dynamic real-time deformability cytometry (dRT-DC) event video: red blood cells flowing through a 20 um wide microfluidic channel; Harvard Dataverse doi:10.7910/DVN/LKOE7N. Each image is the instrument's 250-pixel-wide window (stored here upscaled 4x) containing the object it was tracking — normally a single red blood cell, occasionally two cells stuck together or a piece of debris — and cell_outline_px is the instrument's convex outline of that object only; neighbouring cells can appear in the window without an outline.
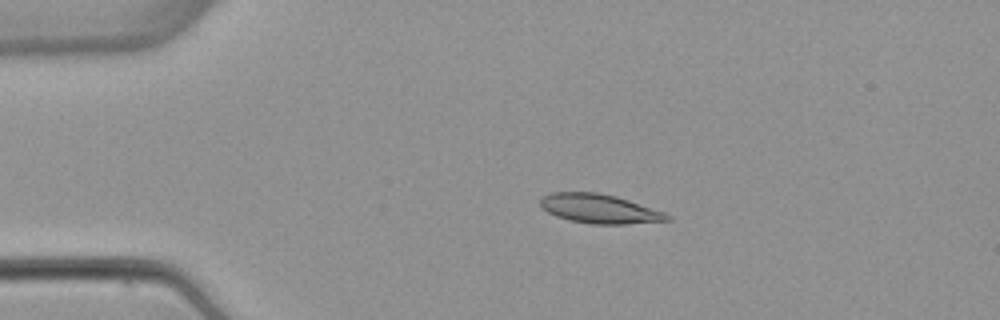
{"species": "common noctule bat (a hibernating species)", "species_latin": "Nyctalus noctula", "temperature_condition": "warm", "stored_images_in_passage": 4, "camera_frame_rate_fps": 3000, "um_per_image_px": 0.085, "animal": {"sex": "female", "body_mass_g": 22.7, "forearm_length_mm": 54.2}, "frame": {"image": 1, "passage_image": 3, "time_ms": 3.333, "image_size_px": [1000, 320], "cell_outline_px": [[672, 220], [624, 224], [592, 224], [568, 220], [556, 216], [548, 212], [540, 204], [540, 200], [544, 196], [552, 192], [596, 192], [616, 196], [664, 212], [672, 216]], "centroid_in_image_um": [50.96, 17.75], "position_along_channel_um": 34.0, "area_um2": 21.44}}